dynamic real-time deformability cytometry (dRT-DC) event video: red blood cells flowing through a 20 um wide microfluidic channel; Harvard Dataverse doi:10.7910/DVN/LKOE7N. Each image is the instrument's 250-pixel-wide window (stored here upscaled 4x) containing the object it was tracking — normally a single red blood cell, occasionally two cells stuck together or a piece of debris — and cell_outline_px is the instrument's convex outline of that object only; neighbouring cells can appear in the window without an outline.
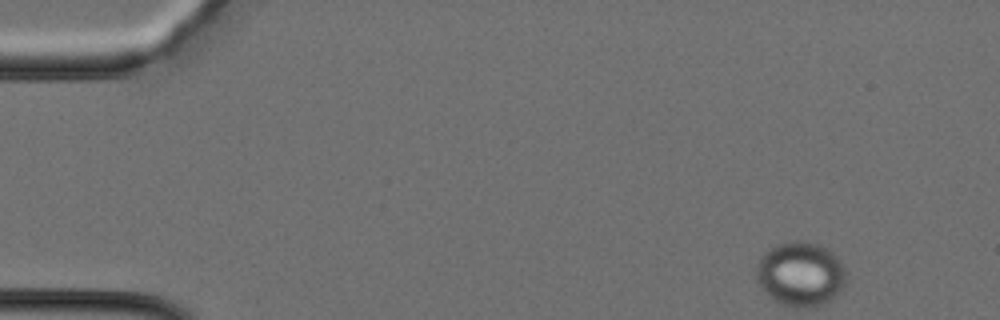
{"species": "Egyptian fruit bat (a non-hibernating species)", "species_latin": "Rousettus aegyptiacus", "temperature_condition": "cold", "stored_images_in_passage": 8, "camera_frame_rate_fps": 3000, "um_per_image_px": 0.085, "animal": {"sex": "female"}, "frame": {"image": 1, "passage_image": 1, "time_ms": 0.0, "image_size_px": [1000, 320], "cell_outline_px": [[844, 284], [828, 300], [820, 304], [784, 304], [776, 300], [760, 284], [756, 276], [756, 264], [764, 252], [776, 244], [792, 240], [800, 240], [816, 244], [824, 248], [840, 264], [844, 272]], "centroid_in_image_um": [67.96, 23.21], "position_along_channel_um": 17.0, "area_um2": 31.79}}